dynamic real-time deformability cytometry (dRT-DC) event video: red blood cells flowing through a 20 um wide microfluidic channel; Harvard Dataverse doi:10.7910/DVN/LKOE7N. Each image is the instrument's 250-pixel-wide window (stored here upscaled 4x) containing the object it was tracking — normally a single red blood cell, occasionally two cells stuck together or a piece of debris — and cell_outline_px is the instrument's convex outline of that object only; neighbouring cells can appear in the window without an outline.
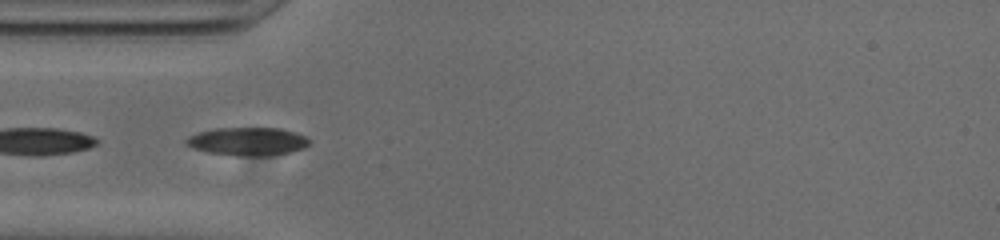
{"species": "common noctule bat (a hibernating species)", "species_latin": "Nyctalus noctula", "temperature_condition": "cold", "stored_images_in_passage": 24, "camera_frame_rate_fps": 3000, "um_per_image_px": 0.085, "animal": {"sex": "male", "body_mass_g": 20.0, "forearm_length_mm": 53.3}, "frame": {"image": 1, "passage_image": 14, "time_ms": 4.333, "image_size_px": [1000, 240], "cell_outline_px": [[308, 144], [304, 148], [292, 152], [260, 156], [236, 156], [208, 152], [184, 144], [184, 140], [188, 136], [200, 132], [216, 128], [280, 128], [296, 132], [304, 136], [308, 140]], "centroid_in_image_um": [21.04, 12.02], "position_along_channel_um": 64.0, "area_um2": 20.11}}